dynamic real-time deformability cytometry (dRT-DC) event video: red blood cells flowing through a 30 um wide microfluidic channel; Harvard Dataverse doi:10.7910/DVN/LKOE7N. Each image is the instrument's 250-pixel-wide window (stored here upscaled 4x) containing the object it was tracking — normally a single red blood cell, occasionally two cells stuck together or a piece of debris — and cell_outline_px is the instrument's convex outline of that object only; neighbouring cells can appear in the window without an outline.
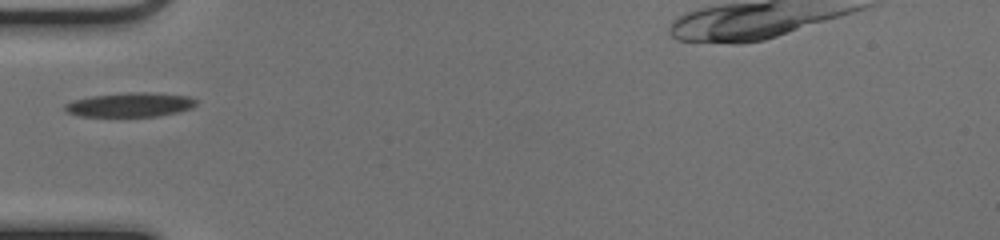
{"species": "common noctule bat (a hibernating species)", "species_latin": "Nyctalus noctula", "temperature_condition": "cold", "stored_images_in_passage": 35, "camera_frame_rate_fps": 3000, "um_per_image_px": 0.085, "animal": {"sex": "female", "body_mass_g": 17.0, "forearm_length_mm": 48.0}, "frame": {"image": 1, "passage_image": 1, "time_ms": 0.0, "image_size_px": [1000, 240], "cell_outline_px": [[192, 104], [184, 108], [168, 112], [148, 116], [88, 116], [72, 112], [68, 108], [68, 104], [80, 100], [104, 96], [176, 96], [192, 100]], "centroid_in_image_um": [10.93, 8.98], "position_along_channel_um": 74.1, "area_um2": 14.85}}
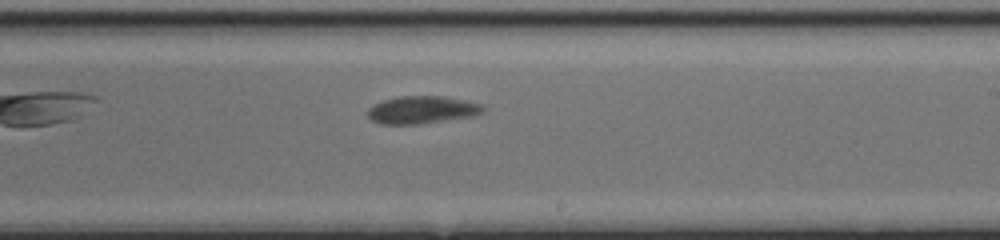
{"frame": {"image": 2, "passage_image": 15, "time_ms": 4.667, "image_size_px": [1000, 240], "cell_outline_px": [[480, 108], [476, 112], [428, 120], [400, 124], [392, 124], [376, 120], [368, 112], [376, 104], [388, 100], [424, 96], [472, 104]], "centroid_in_image_um": [35.59, 9.33], "position_along_channel_um": 253.4, "area_um2": 14.68}}
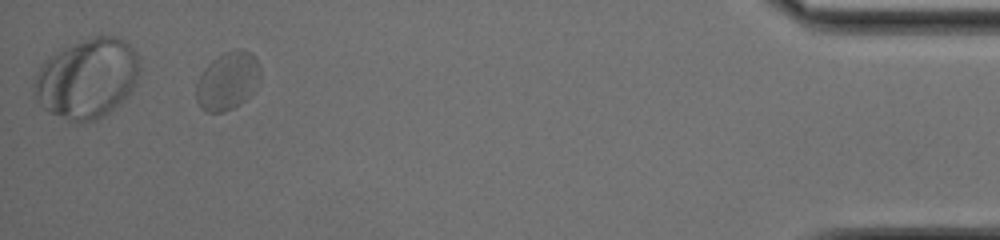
{"frame": {"image": 3, "passage_image": 33, "time_ms": 10.667, "image_size_px": [1000, 240], "cell_outline_px": [[116, 40], [68, 108], [64, 112], [56, 112], [40, 84], [40, 80], [44, 72], [48, 68], [72, 48], [80, 44], [96, 40]], "centroid_in_image_um": [6.19, 6.17], "position_along_channel_um": 429.0, "area_um2": 19.07}}